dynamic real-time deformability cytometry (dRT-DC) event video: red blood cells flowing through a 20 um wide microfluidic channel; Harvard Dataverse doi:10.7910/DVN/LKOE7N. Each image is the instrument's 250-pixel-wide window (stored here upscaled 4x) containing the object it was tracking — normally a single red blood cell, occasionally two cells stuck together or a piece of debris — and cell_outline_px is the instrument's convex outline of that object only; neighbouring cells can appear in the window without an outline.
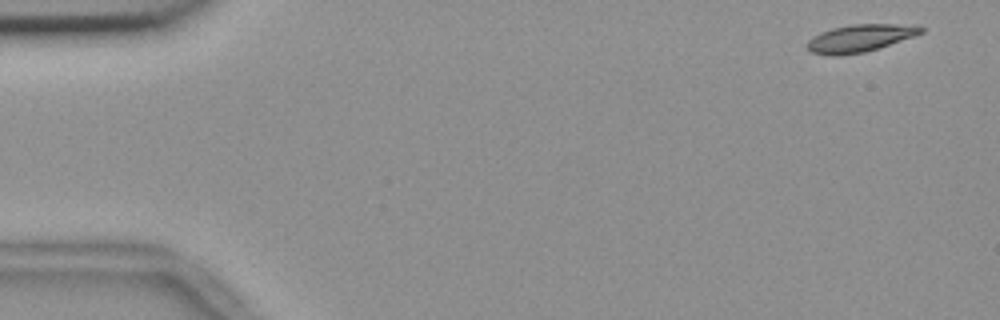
{"species": "common noctule bat (a hibernating species)", "species_latin": "Nyctalus noctula", "temperature_condition": "room temperature", "stored_images_in_passage": 55, "camera_frame_rate_fps": 3000, "um_per_image_px": 0.085, "animal": {"sex": "female", "body_mass_g": 18.4}, "frame": {"image": 1, "passage_image": 2, "time_ms": 0.333, "image_size_px": [1000, 320], "cell_outline_px": [[924, 32], [880, 48], [864, 52], [840, 56], [832, 56], [812, 52], [808, 48], [808, 40], [812, 36], [820, 32], [832, 28], [852, 24], [892, 24], [924, 28]], "centroid_in_image_um": [73.04, 3.26], "position_along_channel_um": 12.0, "area_um2": 17.98}}
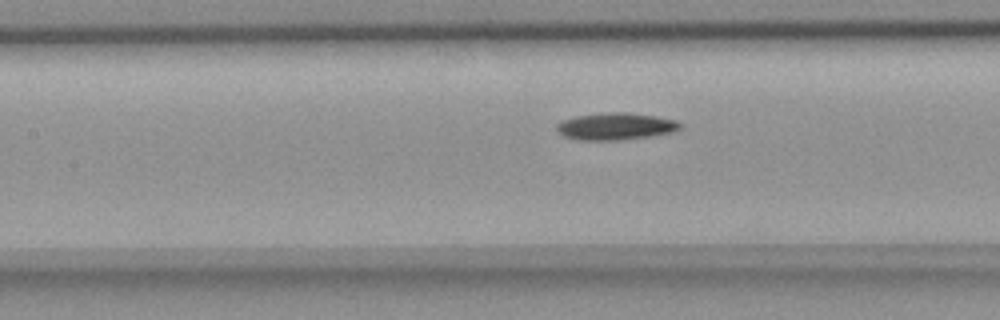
{"frame": {"image": 2, "passage_image": 24, "time_ms": 7.667, "image_size_px": [1000, 320], "cell_outline_px": [[684, 124], [680, 128], [672, 132], [648, 136], [620, 140], [580, 140], [564, 136], [556, 128], [556, 124], [560, 120], [576, 116], [608, 112], [628, 112], [656, 116], [676, 120]], "centroid_in_image_um": [52.33, 10.73], "position_along_channel_um": 155.1, "area_um2": 19.48}}
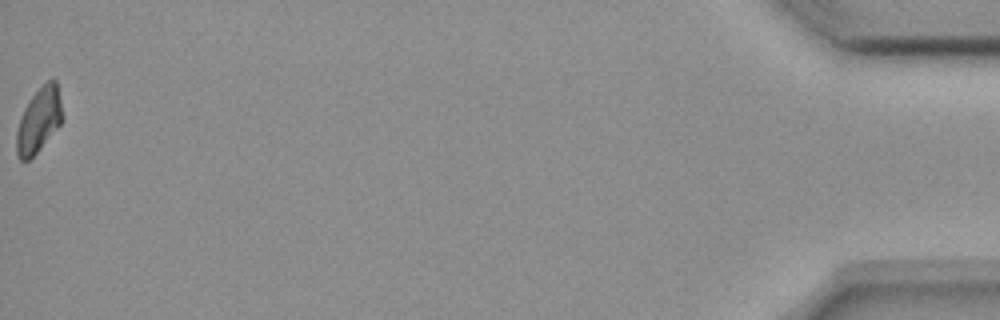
{"frame": {"image": 3, "passage_image": 55, "time_ms": 18.0, "image_size_px": [1000, 320], "cell_outline_px": [[64, 116], [60, 124], [36, 152], [28, 160], [20, 160], [16, 156], [16, 132], [24, 108], [32, 96], [52, 76], [56, 80]], "centroid_in_image_um": [3.31, 10.19], "position_along_channel_um": 431.9, "area_um2": 17.05}}